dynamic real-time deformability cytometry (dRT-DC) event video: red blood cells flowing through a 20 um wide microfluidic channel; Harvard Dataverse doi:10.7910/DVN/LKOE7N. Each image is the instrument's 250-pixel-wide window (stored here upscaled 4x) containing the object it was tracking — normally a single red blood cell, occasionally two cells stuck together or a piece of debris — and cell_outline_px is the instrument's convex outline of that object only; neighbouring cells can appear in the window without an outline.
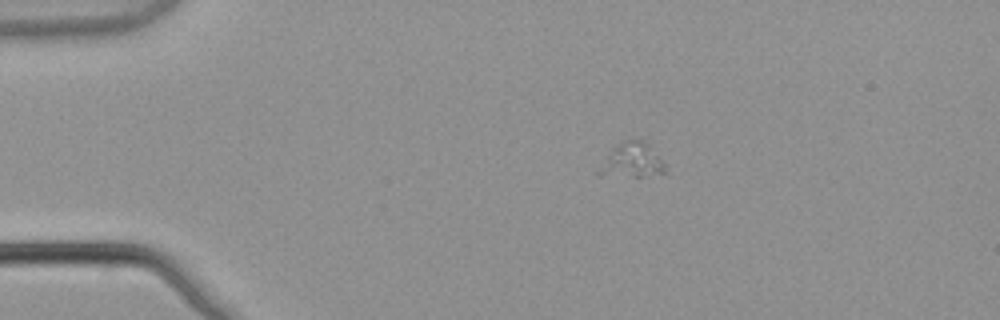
{"species": "common noctule bat (a hibernating species)", "species_latin": "Nyctalus noctula", "temperature_condition": "warm", "stored_images_in_passage": 6, "camera_frame_rate_fps": 3000, "um_per_image_px": 0.085, "animal": {"sex": "male", "body_mass_g": 21.5, "forearm_length_mm": 52.0}, "frame": {"image": 1, "passage_image": 3, "time_ms": 0.667, "image_size_px": [1000, 320], "cell_outline_px": [[664, 172], [640, 176], [600, 176], [596, 172], [596, 168], [612, 148], [624, 140], [640, 140], [648, 144], [664, 164]], "centroid_in_image_um": [53.6, 13.64], "position_along_channel_um": 31.4, "area_um2": 13.12}}
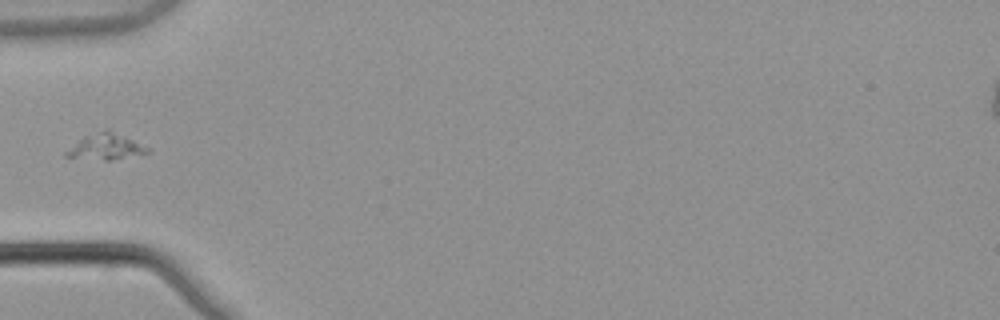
{"frame": {"image": 2, "passage_image": 5, "time_ms": 1.333, "image_size_px": [1000, 320], "cell_outline_px": [[152, 152], [108, 160], [104, 160], [64, 156], [64, 152], [84, 136], [108, 128], [148, 148]], "centroid_in_image_um": [8.97, 12.46], "position_along_channel_um": 76.0, "area_um2": 11.96}}
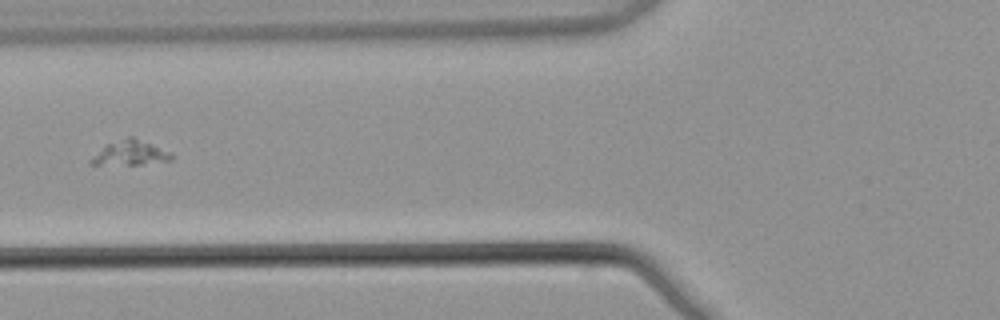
{"frame": {"image": 3, "passage_image": 6, "time_ms": 1.667, "image_size_px": [1000, 320], "cell_outline_px": [[172, 160], [144, 164], [88, 164], [88, 160], [92, 156], [108, 144], [128, 136], [132, 136], [168, 152], [172, 156]], "centroid_in_image_um": [11.02, 13.01], "position_along_channel_um": 114.8, "area_um2": 11.16}}